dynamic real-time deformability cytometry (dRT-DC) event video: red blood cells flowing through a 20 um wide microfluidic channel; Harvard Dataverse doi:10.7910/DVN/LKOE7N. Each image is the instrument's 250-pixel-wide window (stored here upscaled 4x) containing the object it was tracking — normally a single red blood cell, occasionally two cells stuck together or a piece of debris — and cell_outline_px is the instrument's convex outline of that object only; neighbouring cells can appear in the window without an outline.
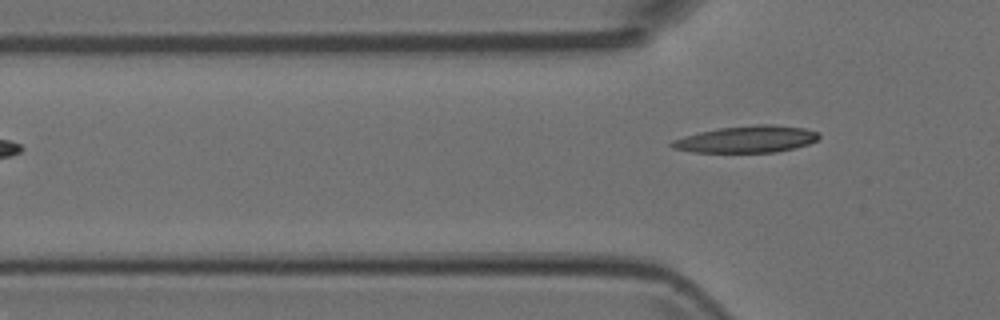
{"species": "Egyptian fruit bat (a non-hibernating species)", "species_latin": "Rousettus aegyptiacus", "temperature_condition": "room temperature", "stored_images_in_passage": 3, "camera_frame_rate_fps": 3000, "um_per_image_px": 0.085, "animal": {"sex": "female"}, "frame": {"image": 1, "passage_image": 3, "time_ms": 0.667, "image_size_px": [1000, 320], "cell_outline_px": [[820, 136], [816, 140], [808, 144], [796, 148], [776, 152], [692, 152], [672, 148], [668, 144], [672, 140], [684, 136], [700, 132], [720, 128], [756, 124], [772, 124], [804, 128], [820, 132]], "centroid_in_image_um": [63.48, 11.83], "position_along_channel_um": 62.3, "area_um2": 23.06}}